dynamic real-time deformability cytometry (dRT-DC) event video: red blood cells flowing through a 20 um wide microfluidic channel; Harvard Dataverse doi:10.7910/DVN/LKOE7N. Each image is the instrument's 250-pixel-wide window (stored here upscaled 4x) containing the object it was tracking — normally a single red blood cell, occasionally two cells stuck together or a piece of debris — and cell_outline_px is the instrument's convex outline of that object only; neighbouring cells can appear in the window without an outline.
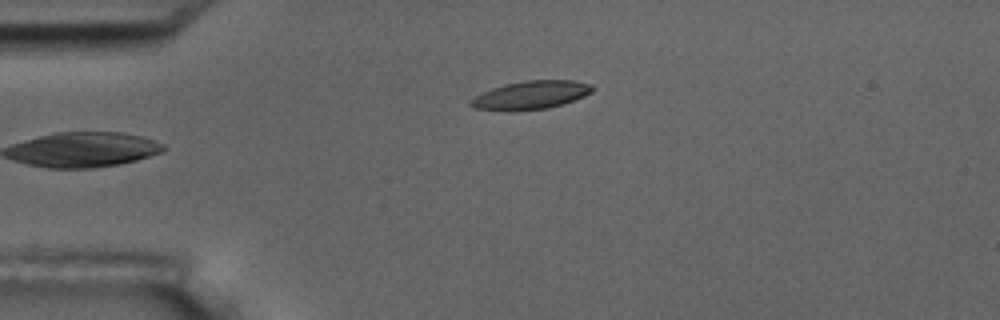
{"species": "common noctule bat (a hibernating species)", "species_latin": "Nyctalus noctula", "temperature_condition": "room temperature", "stored_images_in_passage": 3, "camera_frame_rate_fps": 3000, "um_per_image_px": 0.085, "animal": {"sex": "male", "body_mass_g": 17.5, "forearm_length_mm": 52.3}, "frame": {"image": 1, "passage_image": 3, "time_ms": 0.667, "image_size_px": [1000, 320], "cell_outline_px": [[596, 88], [592, 92], [584, 96], [548, 108], [512, 112], [472, 108], [468, 104], [468, 100], [492, 88], [504, 84], [524, 80], [572, 80], [592, 84]], "centroid_in_image_um": [45.09, 8.09], "position_along_channel_um": 39.9, "area_um2": 20.35}}